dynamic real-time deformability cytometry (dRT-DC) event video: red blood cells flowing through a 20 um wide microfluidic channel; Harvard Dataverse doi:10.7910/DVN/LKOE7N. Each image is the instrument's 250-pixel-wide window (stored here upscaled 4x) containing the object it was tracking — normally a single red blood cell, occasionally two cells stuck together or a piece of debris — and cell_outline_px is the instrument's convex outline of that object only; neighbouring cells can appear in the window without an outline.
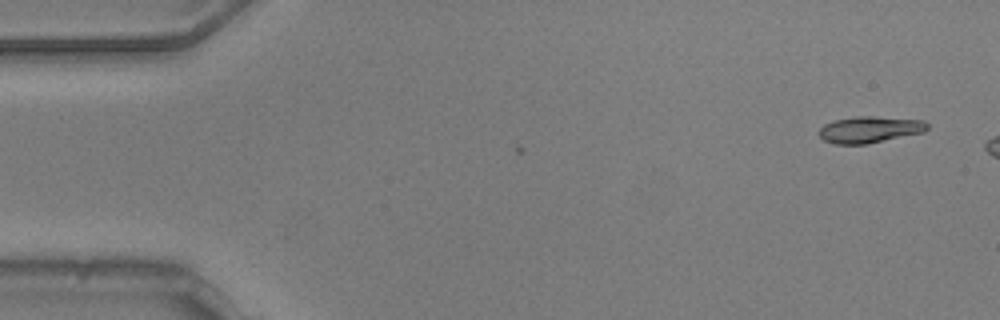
{"species": "common noctule bat (a hibernating species)", "species_latin": "Nyctalus noctula", "temperature_condition": "warm", "stored_images_in_passage": 5, "camera_frame_rate_fps": 3000, "um_per_image_px": 0.085, "animal": {"sex": "male", "body_mass_g": 20.5, "forearm_length_mm": 52.5}, "frame": {"image": 1, "passage_image": 1, "time_ms": 0.0, "image_size_px": [1000, 320], "cell_outline_px": [[928, 128], [924, 132], [868, 144], [832, 144], [824, 140], [820, 136], [820, 128], [824, 124], [836, 120], [856, 116], [872, 116], [924, 120], [928, 124]], "centroid_in_image_um": [73.94, 11.01], "position_along_channel_um": 11.1, "area_um2": 16.7}}